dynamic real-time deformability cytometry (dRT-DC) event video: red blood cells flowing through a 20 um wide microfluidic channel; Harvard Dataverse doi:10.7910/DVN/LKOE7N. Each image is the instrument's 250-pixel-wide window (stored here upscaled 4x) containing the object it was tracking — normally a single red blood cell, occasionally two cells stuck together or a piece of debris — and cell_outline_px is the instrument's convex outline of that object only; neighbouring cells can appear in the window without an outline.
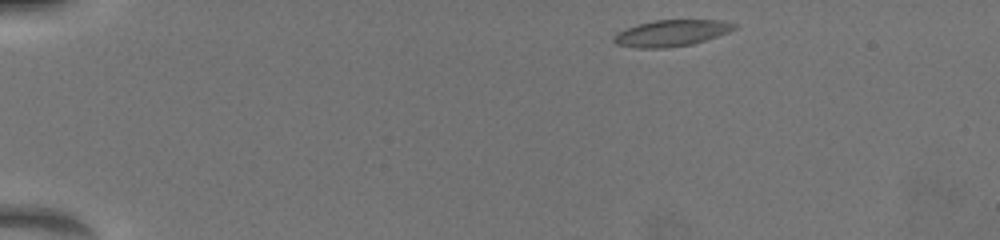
{"species": "common noctule bat (a hibernating species)", "species_latin": "Nyctalus noctula", "temperature_condition": "warm", "stored_images_in_passage": 39, "camera_frame_rate_fps": 3000, "um_per_image_px": 0.085, "animal": {"sex": "female", "body_mass_g": 19.5, "forearm_length_mm": 54.1}, "frame": {"image": 1, "passage_image": 1, "time_ms": 0.0, "image_size_px": [1000, 240], "cell_outline_px": [[736, 28], [728, 32], [692, 44], [664, 48], [636, 48], [616, 44], [612, 40], [612, 36], [616, 32], [624, 28], [636, 24], [656, 20], [720, 20], [736, 24]], "centroid_in_image_um": [56.98, 2.81], "position_along_channel_um": 28.0, "area_um2": 18.55}}
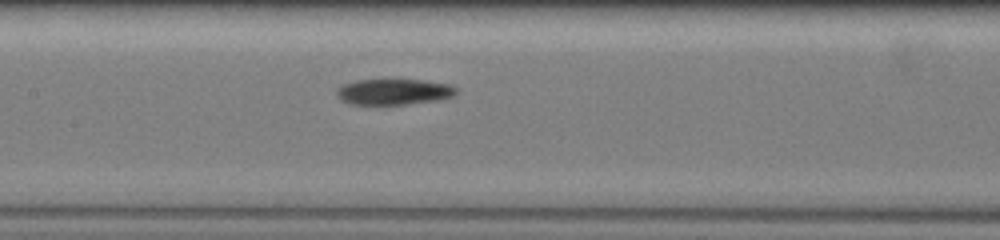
{"frame": {"image": 2, "passage_image": 17, "time_ms": 6.333, "image_size_px": [1000, 240], "cell_outline_px": [[460, 92], [452, 96], [436, 100], [404, 104], [348, 104], [340, 100], [336, 96], [336, 88], [344, 84], [356, 80], [420, 80], [448, 84], [460, 88]], "centroid_in_image_um": [33.46, 7.8], "position_along_channel_um": 173.9, "area_um2": 18.03}}
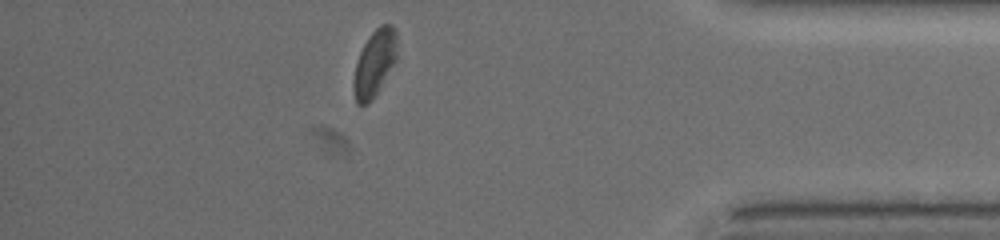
{"frame": {"image": 3, "passage_image": 34, "time_ms": 13.0, "image_size_px": [1000, 240], "cell_outline_px": [[396, 60], [376, 96], [368, 104], [356, 104], [352, 88], [352, 84], [356, 64], [360, 52], [368, 36], [380, 24], [392, 24], [396, 32]], "centroid_in_image_um": [31.82, 5.39], "position_along_channel_um": 403.4, "area_um2": 16.99}}